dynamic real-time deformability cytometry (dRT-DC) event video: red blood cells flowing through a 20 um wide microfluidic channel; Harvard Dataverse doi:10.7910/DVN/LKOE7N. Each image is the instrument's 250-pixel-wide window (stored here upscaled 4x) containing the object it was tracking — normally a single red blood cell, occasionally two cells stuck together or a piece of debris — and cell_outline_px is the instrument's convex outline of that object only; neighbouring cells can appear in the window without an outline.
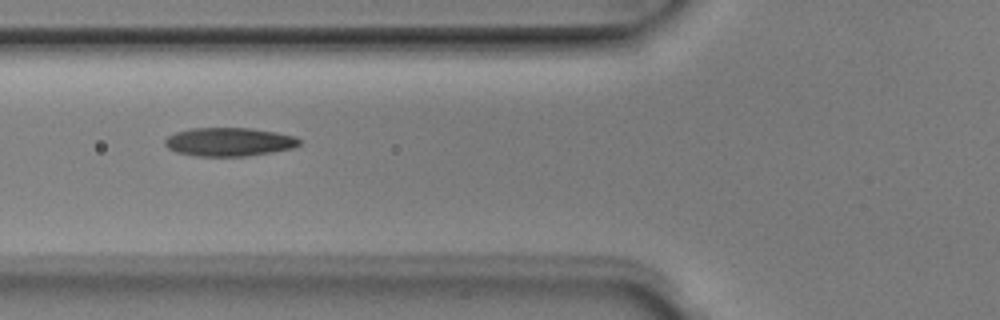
{"species": "Egyptian fruit bat (a non-hibernating species)", "species_latin": "Rousettus aegyptiacus", "temperature_condition": "room temperature", "stored_images_in_passage": 8, "camera_frame_rate_fps": 3000, "um_per_image_px": 0.085, "animal": {"sex": "male"}, "frame": {"image": 1, "passage_image": 6, "time_ms": 1.667, "image_size_px": [1000, 320], "cell_outline_px": [[300, 144], [292, 148], [272, 152], [244, 156], [196, 156], [176, 152], [168, 148], [164, 144], [164, 140], [168, 136], [176, 132], [188, 128], [252, 128], [276, 132], [296, 136], [300, 140]], "centroid_in_image_um": [19.46, 12.05], "position_along_channel_um": 106.3, "area_um2": 22.43}}
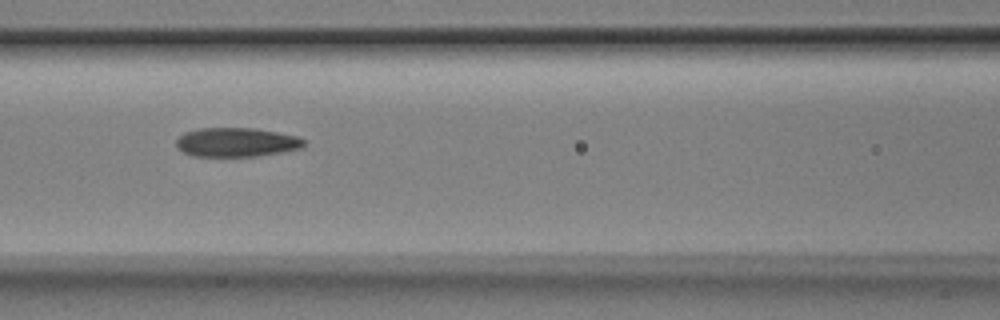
{"frame": {"image": 2, "passage_image": 7, "time_ms": 2.0, "image_size_px": [1000, 320], "cell_outline_px": [[304, 144], [300, 148], [284, 152], [256, 156], [192, 156], [176, 148], [176, 140], [184, 132], [200, 128], [256, 128], [296, 136], [304, 140]], "centroid_in_image_um": [20.06, 12.09], "position_along_channel_um": 146.5, "area_um2": 21.62}}
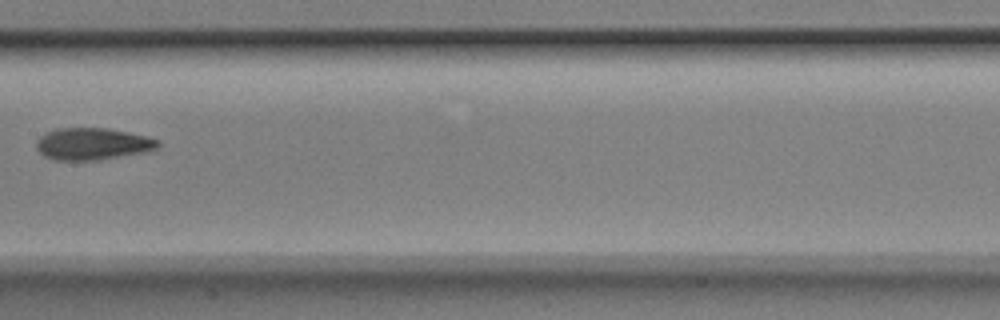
{"frame": {"image": 3, "passage_image": 8, "time_ms": 2.333, "image_size_px": [1000, 320], "cell_outline_px": [[160, 144], [156, 148], [144, 152], [100, 160], [52, 160], [44, 156], [36, 148], [36, 140], [40, 136], [56, 128], [108, 128], [148, 136], [160, 140]], "centroid_in_image_um": [7.86, 12.23], "position_along_channel_um": 199.5, "area_um2": 22.77}}